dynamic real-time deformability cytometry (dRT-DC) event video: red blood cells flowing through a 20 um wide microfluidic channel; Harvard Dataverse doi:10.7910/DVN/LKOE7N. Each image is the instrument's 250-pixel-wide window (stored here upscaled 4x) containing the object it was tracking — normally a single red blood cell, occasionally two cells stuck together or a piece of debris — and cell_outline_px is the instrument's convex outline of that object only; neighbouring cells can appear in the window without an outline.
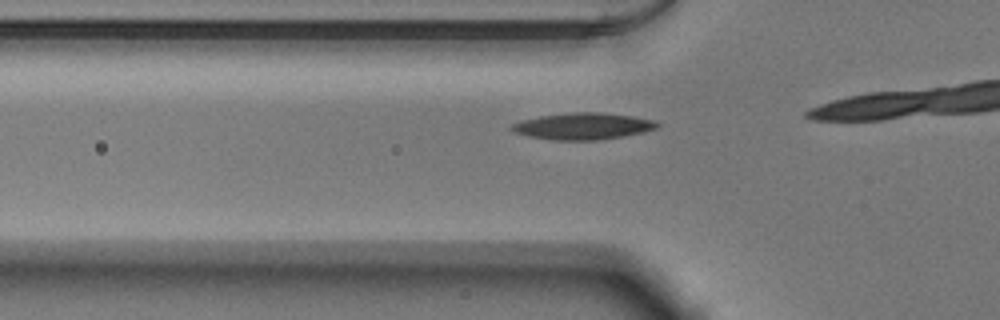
{"species": "Egyptian fruit bat (a non-hibernating species)", "species_latin": "Rousettus aegyptiacus", "temperature_condition": "warm", "stored_images_in_passage": 16, "camera_frame_rate_fps": 3000, "um_per_image_px": 0.085, "animal": {"sex": "male"}, "frame": {"image": 1, "passage_image": 11, "time_ms": 3.333, "image_size_px": [1000, 320], "cell_outline_px": [[660, 124], [656, 128], [644, 132], [624, 136], [596, 140], [552, 140], [528, 136], [516, 132], [508, 128], [512, 124], [520, 120], [540, 116], [572, 112], [604, 112], [632, 116], [652, 120]], "centroid_in_image_um": [49.53, 10.72], "position_along_channel_um": 76.3, "area_um2": 22.6}}
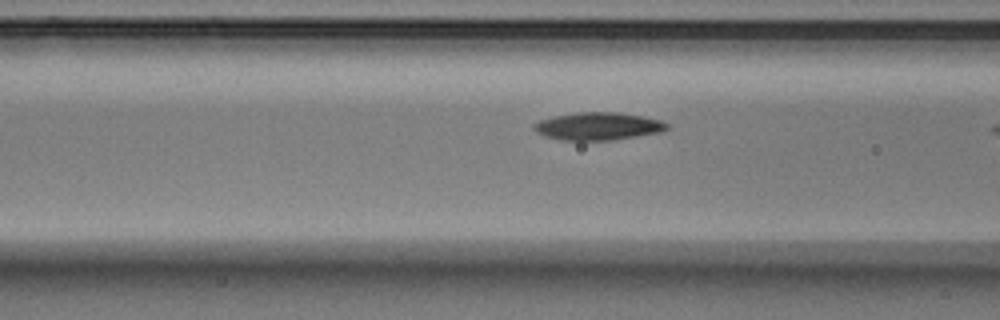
{"frame": {"image": 2, "passage_image": 14, "time_ms": 4.333, "image_size_px": [1000, 320], "cell_outline_px": [[668, 128], [660, 132], [612, 140], [560, 140], [544, 136], [536, 132], [532, 128], [532, 124], [540, 120], [552, 116], [576, 112], [620, 112], [644, 116], [660, 120], [668, 124]], "centroid_in_image_um": [50.79, 10.72], "position_along_channel_um": 115.8, "area_um2": 21.62}}